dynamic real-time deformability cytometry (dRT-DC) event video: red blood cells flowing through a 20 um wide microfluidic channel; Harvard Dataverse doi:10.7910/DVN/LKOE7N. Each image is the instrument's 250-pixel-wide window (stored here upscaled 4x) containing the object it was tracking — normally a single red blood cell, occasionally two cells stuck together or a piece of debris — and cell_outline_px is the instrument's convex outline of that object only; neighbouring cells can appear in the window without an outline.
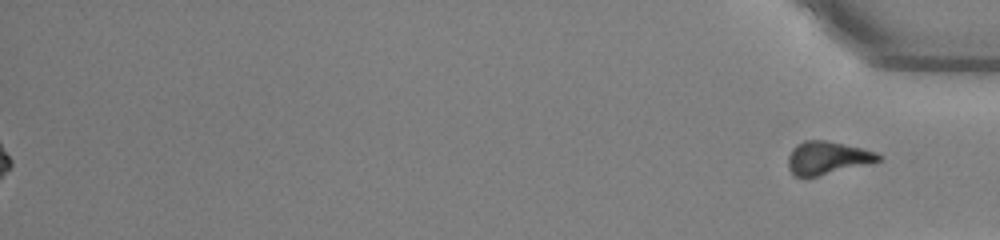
{"species": "common noctule bat (a hibernating species)", "species_latin": "Nyctalus noctula", "temperature_condition": "warm", "stored_images_in_passage": 55, "segment_of_instrument_passage": [2, 2], "camera_frame_rate_fps": 3000, "um_per_image_px": 0.085, "animal": {"sex": "male", "body_mass_g": 13.0, "forearm_length_mm": 53.1}, "frame": {"image": 1, "passage_image": 55, "time_ms": 18.0, "image_size_px": [1000, 240], "cell_outline_px": [[884, 156], [880, 160], [804, 180], [796, 176], [788, 168], [788, 156], [792, 148], [796, 144], [804, 140], [828, 140], [876, 152]], "centroid_in_image_um": [70.26, 13.43], "position_along_channel_um": 364.9, "area_um2": 17.51}}